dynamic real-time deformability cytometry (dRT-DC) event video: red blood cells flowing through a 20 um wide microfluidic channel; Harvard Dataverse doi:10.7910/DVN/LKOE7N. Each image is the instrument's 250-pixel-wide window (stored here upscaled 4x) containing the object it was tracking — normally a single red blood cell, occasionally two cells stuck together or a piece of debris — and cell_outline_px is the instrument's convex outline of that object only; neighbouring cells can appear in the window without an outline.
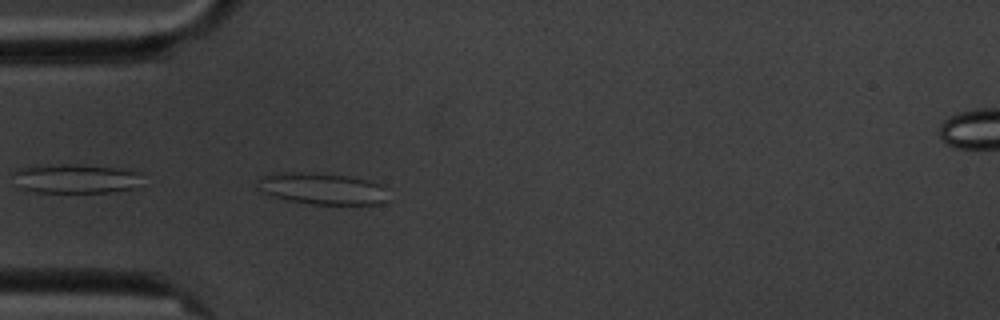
{"species": "common noctule bat (a hibernating species)", "species_latin": "Nyctalus noctula", "temperature_condition": "cold", "stored_images_in_passage": 3, "camera_frame_rate_fps": 3000, "um_per_image_px": 0.085, "animal": {"sex": "male", "body_mass_g": 20.1, "forearm_length_mm": 53.5}, "frame": {"image": 1, "passage_image": 3, "time_ms": 3.333, "image_size_px": [1000, 320], "cell_outline_px": [[384, 204], [312, 204], [288, 200], [272, 196], [260, 192], [260, 180], [264, 176], [276, 172], [300, 172], [348, 176], [368, 180], [380, 184], [384, 188]], "centroid_in_image_um": [27.36, 16.04], "position_along_channel_um": 57.6, "area_um2": 23.58}}